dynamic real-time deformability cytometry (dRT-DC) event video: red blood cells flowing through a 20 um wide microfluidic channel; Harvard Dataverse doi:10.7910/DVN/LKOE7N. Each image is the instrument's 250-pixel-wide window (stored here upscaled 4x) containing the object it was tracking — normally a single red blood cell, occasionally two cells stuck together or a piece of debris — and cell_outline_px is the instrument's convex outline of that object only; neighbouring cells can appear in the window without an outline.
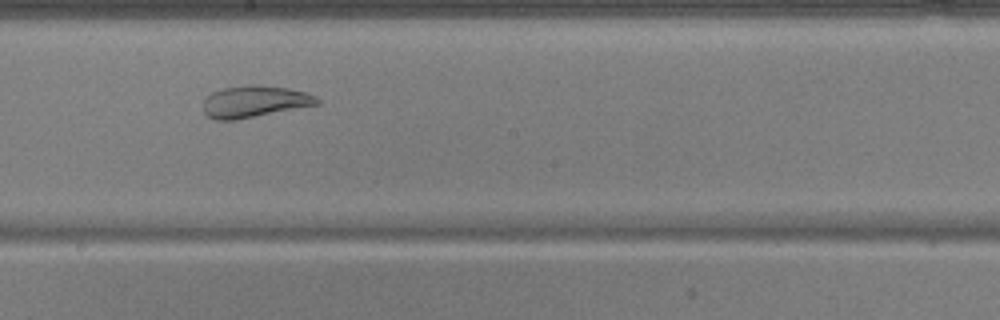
{"species": "common noctule bat (a hibernating species)", "species_latin": "Nyctalus noctula", "temperature_condition": "warm", "stored_images_in_passage": 29, "camera_frame_rate_fps": 3000, "um_per_image_px": 0.085, "animal": {"sex": "male", "body_mass_g": 17.9, "forearm_length_mm": 54.2}, "frame": {"image": 1, "passage_image": 13, "time_ms": 4.0, "image_size_px": [1000, 320], "cell_outline_px": [[320, 104], [236, 120], [216, 120], [208, 116], [204, 112], [204, 100], [212, 92], [224, 88], [248, 84], [260, 84], [288, 88], [304, 92], [316, 96], [320, 100]], "centroid_in_image_um": [21.65, 8.62], "position_along_channel_um": 226.6, "area_um2": 21.1}}